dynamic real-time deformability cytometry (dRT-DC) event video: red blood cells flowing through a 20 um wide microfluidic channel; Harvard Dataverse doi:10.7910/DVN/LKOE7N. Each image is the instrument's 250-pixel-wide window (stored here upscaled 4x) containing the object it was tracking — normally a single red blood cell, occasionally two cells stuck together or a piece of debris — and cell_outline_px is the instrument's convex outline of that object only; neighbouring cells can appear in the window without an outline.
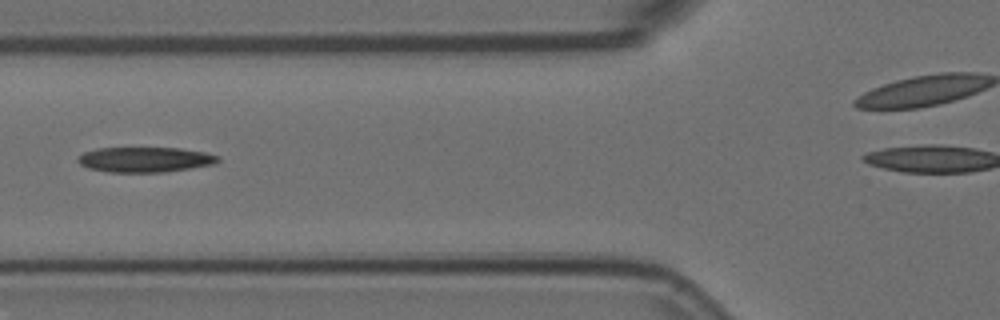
{"species": "Egyptian fruit bat (a non-hibernating species)", "species_latin": "Rousettus aegyptiacus", "temperature_condition": "room temperature", "stored_images_in_passage": 6, "camera_frame_rate_fps": 3000, "um_per_image_px": 0.085, "animal": {"sex": "female"}, "frame": {"image": 1, "passage_image": 3, "time_ms": 0.667, "image_size_px": [1000, 320], "cell_outline_px": [[220, 160], [216, 164], [164, 172], [108, 172], [88, 168], [80, 164], [76, 160], [84, 152], [96, 148], [180, 148], [204, 152], [220, 156]], "centroid_in_image_um": [12.34, 13.56], "position_along_channel_um": 113.5, "area_um2": 20.58}}
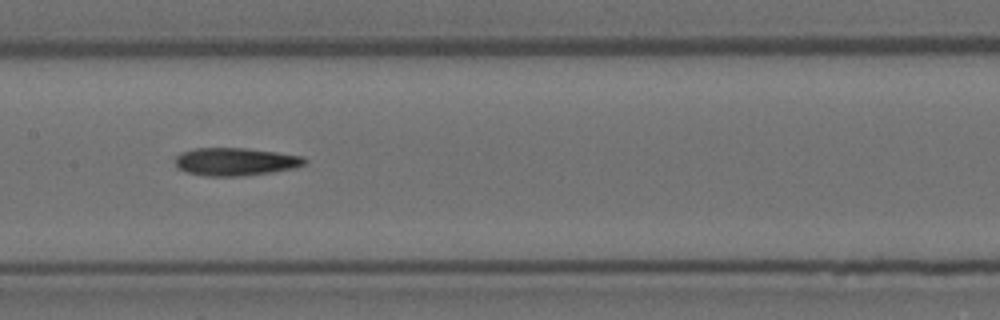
{"frame": {"image": 2, "passage_image": 5, "time_ms": 1.333, "image_size_px": [1000, 320], "cell_outline_px": [[308, 160], [304, 164], [292, 168], [272, 172], [240, 176], [208, 176], [188, 172], [180, 168], [176, 164], [176, 156], [180, 152], [192, 148], [248, 148], [304, 156]], "centroid_in_image_um": [20.02, 13.73], "position_along_channel_um": 187.4, "area_um2": 20.92}}
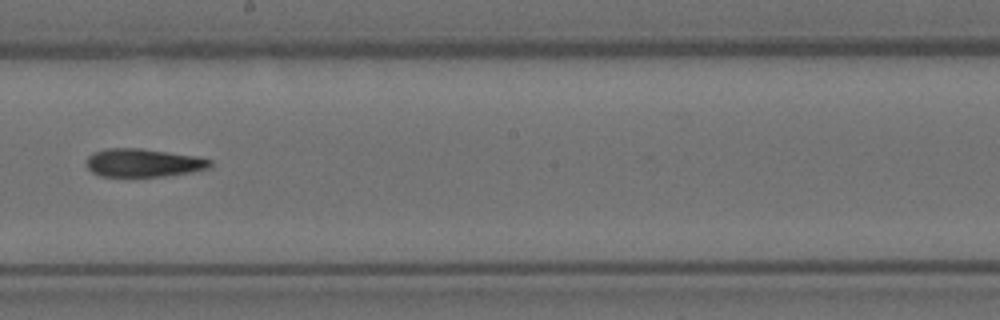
{"frame": {"image": 3, "passage_image": 6, "time_ms": 1.667, "image_size_px": [1000, 320], "cell_outline_px": [[212, 164], [208, 168], [192, 172], [164, 176], [100, 176], [92, 172], [84, 164], [88, 156], [92, 152], [108, 148], [140, 148], [200, 156], [212, 160]], "centroid_in_image_um": [12.18, 13.83], "position_along_channel_um": 236.0, "area_um2": 20.58}}